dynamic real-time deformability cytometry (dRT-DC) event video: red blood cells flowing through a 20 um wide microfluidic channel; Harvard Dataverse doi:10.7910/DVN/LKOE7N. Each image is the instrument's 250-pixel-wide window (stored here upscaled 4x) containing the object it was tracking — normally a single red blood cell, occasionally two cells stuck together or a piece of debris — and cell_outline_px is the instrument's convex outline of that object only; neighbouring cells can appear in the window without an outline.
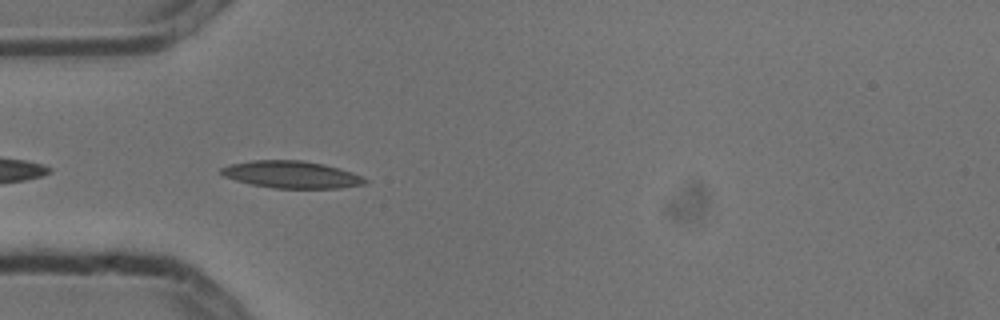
{"species": "common noctule bat (a hibernating species)", "species_latin": "Nyctalus noctula", "temperature_condition": "cold", "stored_images_in_passage": 6, "camera_frame_rate_fps": 3000, "um_per_image_px": 0.085, "animal": {"sex": "male", "body_mass_g": 13.3}, "frame": {"image": 1, "passage_image": 4, "time_ms": 1.0, "image_size_px": [1000, 320], "cell_outline_px": [[368, 180], [364, 184], [340, 188], [272, 188], [252, 184], [236, 180], [224, 176], [220, 172], [220, 168], [232, 164], [252, 160], [304, 160], [324, 164], [352, 172]], "centroid_in_image_um": [24.78, 14.83], "position_along_channel_um": 60.2, "area_um2": 22.6}}
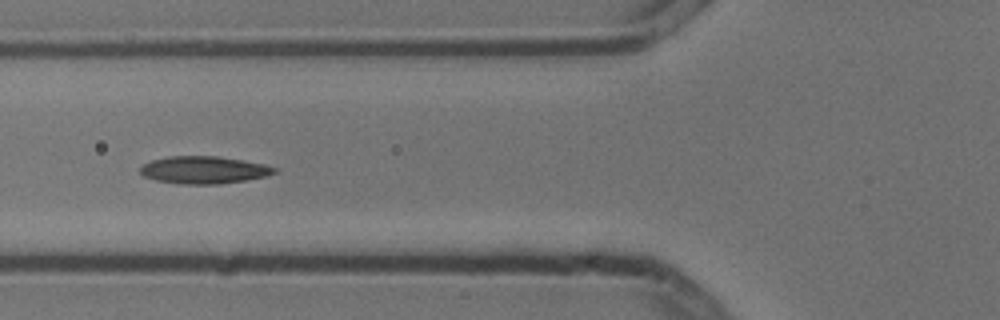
{"frame": {"image": 2, "passage_image": 5, "time_ms": 1.333, "image_size_px": [1000, 320], "cell_outline_px": [[280, 172], [264, 176], [244, 180], [220, 184], [176, 184], [156, 180], [144, 176], [140, 172], [140, 168], [144, 164], [152, 160], [168, 156], [216, 156], [264, 164], [276, 168]], "centroid_in_image_um": [17.31, 14.45], "position_along_channel_um": 108.5, "area_um2": 21.33}}
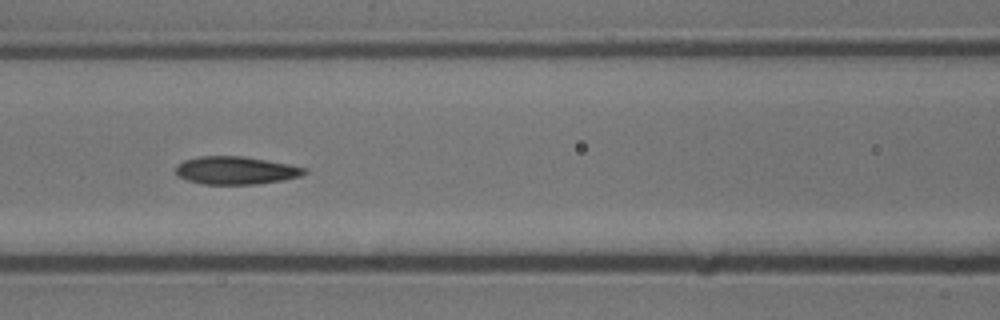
{"frame": {"image": 3, "passage_image": 6, "time_ms": 1.667, "image_size_px": [1000, 320], "cell_outline_px": [[308, 172], [300, 176], [284, 180], [260, 184], [200, 184], [176, 176], [176, 164], [184, 160], [196, 156], [244, 156], [288, 164], [308, 168]], "centroid_in_image_um": [20.03, 14.48], "position_along_channel_um": 146.6, "area_um2": 21.15}}